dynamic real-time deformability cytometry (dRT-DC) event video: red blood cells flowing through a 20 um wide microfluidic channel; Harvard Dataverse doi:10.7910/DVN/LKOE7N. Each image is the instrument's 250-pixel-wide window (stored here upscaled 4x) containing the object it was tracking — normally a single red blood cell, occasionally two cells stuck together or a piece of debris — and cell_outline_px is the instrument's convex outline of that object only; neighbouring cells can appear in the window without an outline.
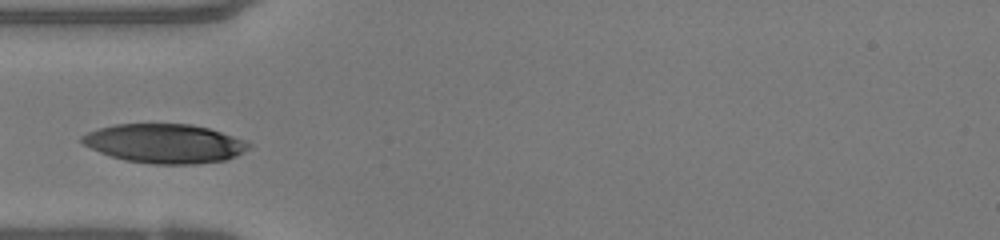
{"species": "human", "species_latin": "Homo sapiens", "temperature_condition": "warm", "stored_images_in_passage": 10, "camera_frame_rate_fps": 3000, "um_per_image_px": 0.085, "donor": {"sex": "female"}, "frame": {"image": 1, "passage_image": 4, "time_ms": 1.0, "image_size_px": [1000, 240], "cell_outline_px": [[252, 144], [248, 148], [236, 156], [224, 160], [196, 164], [152, 164], [124, 160], [100, 152], [84, 144], [80, 140], [80, 136], [88, 132], [100, 128], [116, 124], [192, 124], [208, 128], [244, 140]], "centroid_in_image_um": [13.99, 12.2], "position_along_channel_um": 71.0, "area_um2": 37.74}}
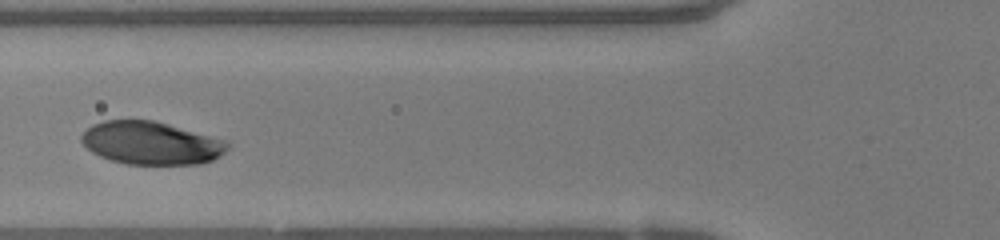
{"frame": {"image": 2, "passage_image": 7, "time_ms": 2.0, "image_size_px": [1000, 240], "cell_outline_px": [[228, 148], [220, 156], [212, 160], [200, 164], [124, 164], [100, 156], [92, 152], [80, 140], [80, 136], [92, 124], [104, 120], [152, 120], [168, 124], [208, 136], [220, 140], [228, 144]], "centroid_in_image_um": [12.78, 12.16], "position_along_channel_um": 113.0, "area_um2": 36.01}}